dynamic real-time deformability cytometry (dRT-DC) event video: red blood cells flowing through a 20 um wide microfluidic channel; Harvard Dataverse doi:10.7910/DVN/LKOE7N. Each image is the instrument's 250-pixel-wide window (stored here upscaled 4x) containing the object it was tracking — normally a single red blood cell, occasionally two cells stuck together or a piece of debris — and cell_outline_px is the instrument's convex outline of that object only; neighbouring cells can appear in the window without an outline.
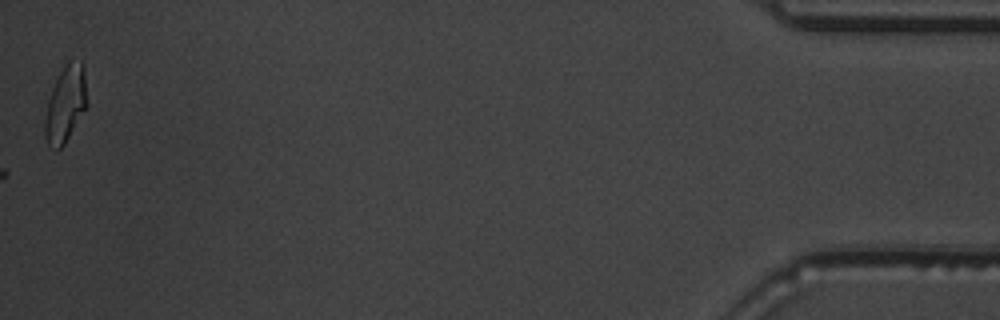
{"species": "common noctule bat (a hibernating species)", "species_latin": "Nyctalus noctula", "temperature_condition": "warm", "stored_images_in_passage": 41, "camera_frame_rate_fps": 3000, "um_per_image_px": 0.085, "animal": {"sex": "male", "body_mass_g": 19.5, "forearm_length_mm": 54.6}, "frame": {"image": 1, "passage_image": 41, "time_ms": 13.333, "image_size_px": [1000, 320], "cell_outline_px": [[88, 104], [64, 144], [56, 152], [48, 144], [44, 136], [44, 120], [48, 100], [52, 88], [64, 64], [68, 60], [80, 60], [84, 64]], "centroid_in_image_um": [5.57, 8.82], "position_along_channel_um": 429.6, "area_um2": 18.96}}